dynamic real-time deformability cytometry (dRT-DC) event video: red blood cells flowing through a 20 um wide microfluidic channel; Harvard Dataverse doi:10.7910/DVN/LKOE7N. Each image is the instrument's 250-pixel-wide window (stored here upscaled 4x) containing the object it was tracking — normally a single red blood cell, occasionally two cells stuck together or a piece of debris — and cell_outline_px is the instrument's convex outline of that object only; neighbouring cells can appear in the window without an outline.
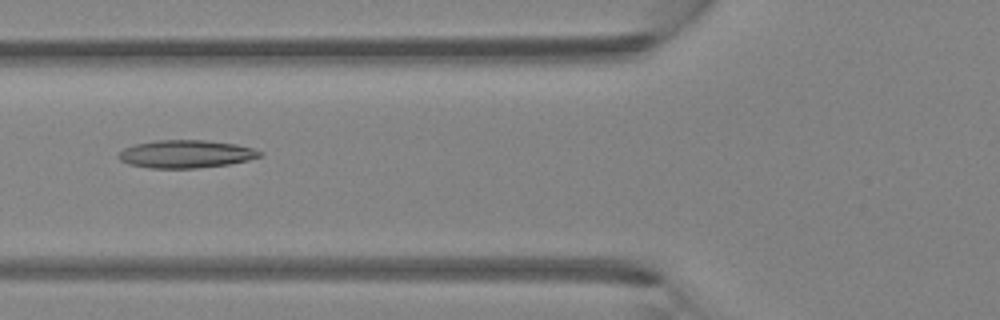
{"species": "Egyptian fruit bat (a non-hibernating species)", "species_latin": "Rousettus aegyptiacus", "temperature_condition": "room temperature", "stored_images_in_passage": 38, "camera_frame_rate_fps": 3000, "um_per_image_px": 0.085, "animal": {"sex": "female"}, "frame": {"image": 1, "passage_image": 10, "time_ms": 3.0, "image_size_px": [1000, 320], "cell_outline_px": [[264, 152], [260, 156], [248, 160], [228, 164], [196, 168], [148, 168], [128, 164], [120, 160], [116, 156], [124, 148], [136, 144], [156, 140], [204, 140], [236, 144], [252, 148]], "centroid_in_image_um": [15.78, 13.09], "position_along_channel_um": 110.0, "area_um2": 22.89}}
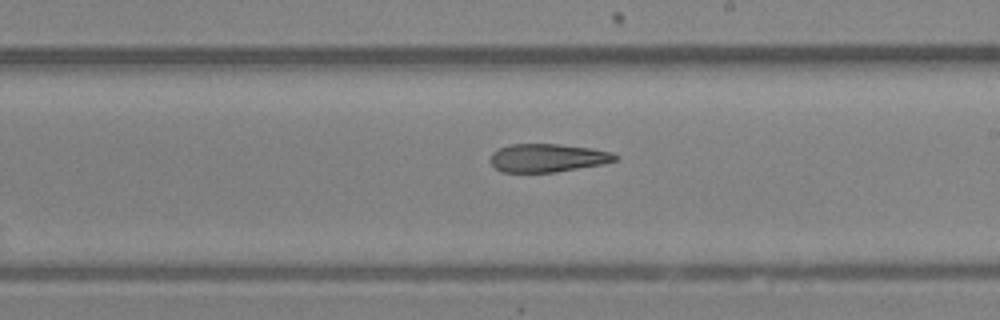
{"frame": {"image": 2, "passage_image": 19, "time_ms": 6.0, "image_size_px": [1000, 320], "cell_outline_px": [[620, 156], [616, 160], [604, 164], [556, 172], [500, 172], [488, 160], [492, 152], [508, 144], [560, 144], [592, 148], [612, 152]], "centroid_in_image_um": [46.55, 13.42], "position_along_channel_um": 242.5, "area_um2": 20.81}}
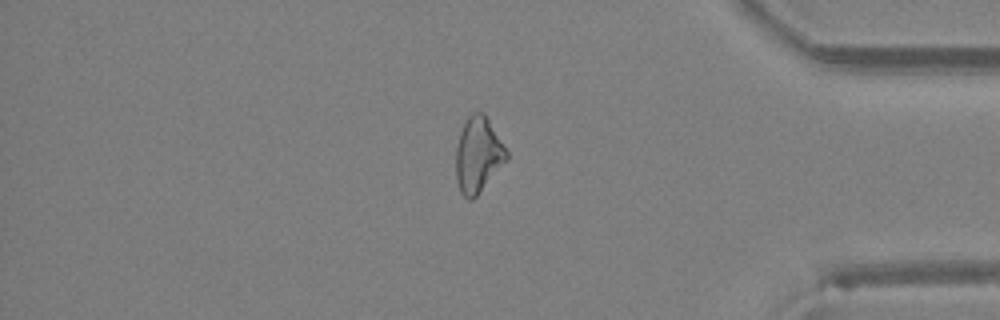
{"frame": {"image": 3, "passage_image": 31, "time_ms": 10.0, "image_size_px": [1000, 320], "cell_outline_px": [[508, 160], [476, 196], [472, 200], [468, 200], [460, 192], [456, 180], [456, 148], [460, 132], [468, 116], [472, 112], [484, 112], [508, 152]], "centroid_in_image_um": [40.64, 13.17], "position_along_channel_um": 394.6, "area_um2": 22.25}}